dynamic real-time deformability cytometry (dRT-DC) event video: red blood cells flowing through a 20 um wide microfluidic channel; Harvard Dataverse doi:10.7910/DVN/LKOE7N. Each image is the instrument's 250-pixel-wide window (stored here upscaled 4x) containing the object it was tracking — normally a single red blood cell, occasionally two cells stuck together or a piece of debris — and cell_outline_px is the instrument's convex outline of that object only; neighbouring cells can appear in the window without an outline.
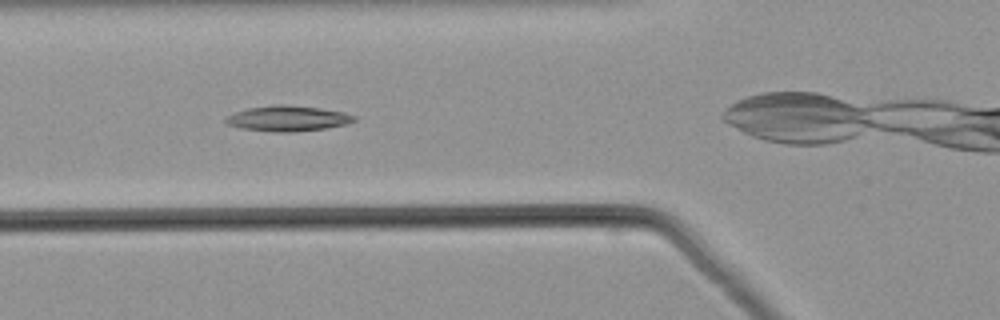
{"species": "common noctule bat (a hibernating species)", "species_latin": "Nyctalus noctula", "temperature_condition": "warm", "stored_images_in_passage": 27, "camera_frame_rate_fps": 3000, "um_per_image_px": 0.085, "animal": {"sex": "male", "body_mass_g": 21.5, "forearm_length_mm": 52.0}, "frame": {"image": 1, "passage_image": 5, "time_ms": 1.333, "image_size_px": [1000, 320], "cell_outline_px": [[356, 120], [344, 124], [328, 128], [292, 132], [276, 132], [240, 128], [224, 124], [224, 120], [228, 116], [236, 112], [248, 108], [276, 104], [284, 104], [320, 108], [344, 112], [356, 116]], "centroid_in_image_um": [24.44, 10.07], "position_along_channel_um": 101.4, "area_um2": 19.07}}